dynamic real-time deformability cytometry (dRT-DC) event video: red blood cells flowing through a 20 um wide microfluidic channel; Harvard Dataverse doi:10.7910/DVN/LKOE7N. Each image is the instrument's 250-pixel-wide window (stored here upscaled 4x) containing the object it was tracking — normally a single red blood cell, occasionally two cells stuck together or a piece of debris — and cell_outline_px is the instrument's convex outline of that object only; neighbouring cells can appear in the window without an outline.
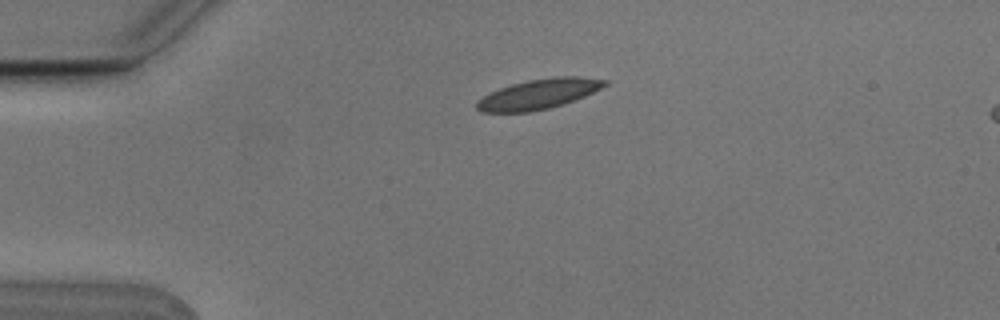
{"species": "Egyptian fruit bat (a non-hibernating species)", "species_latin": "Rousettus aegyptiacus", "temperature_condition": "cold", "stored_images_in_passage": 2, "camera_frame_rate_fps": 3000, "um_per_image_px": 0.085, "animal": {"sex": "male"}, "frame": {"image": 1, "passage_image": 2, "time_ms": 0.333, "image_size_px": [1000, 320], "cell_outline_px": [[608, 84], [584, 96], [548, 108], [528, 112], [480, 112], [476, 108], [476, 100], [500, 88], [512, 84], [528, 80], [556, 76], [580, 76], [608, 80]], "centroid_in_image_um": [45.77, 7.98], "position_along_channel_um": 39.2, "area_um2": 22.08}}